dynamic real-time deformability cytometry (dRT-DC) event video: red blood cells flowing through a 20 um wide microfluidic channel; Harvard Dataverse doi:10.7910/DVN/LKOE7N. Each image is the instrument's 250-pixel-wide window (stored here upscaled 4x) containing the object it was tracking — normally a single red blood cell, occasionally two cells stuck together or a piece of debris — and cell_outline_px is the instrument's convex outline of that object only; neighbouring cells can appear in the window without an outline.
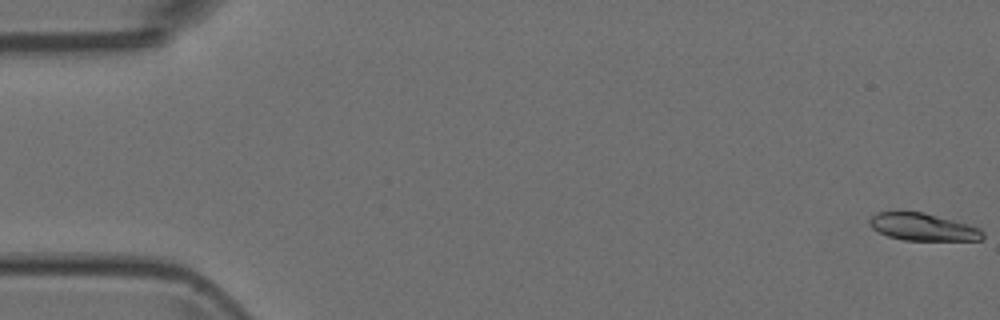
{"species": "Egyptian fruit bat (a non-hibernating species)", "species_latin": "Rousettus aegyptiacus", "temperature_condition": "room temperature", "stored_images_in_passage": 55, "camera_frame_rate_fps": 3000, "um_per_image_px": 0.085, "animal": {"sex": "female"}, "frame": {"image": 1, "passage_image": 1, "time_ms": 0.0, "image_size_px": [1000, 320], "cell_outline_px": [[984, 236], [980, 240], [904, 240], [888, 236], [872, 228], [868, 224], [868, 220], [876, 212], [900, 208], [924, 212], [968, 224], [980, 228], [984, 232]], "centroid_in_image_um": [78.37, 19.24], "position_along_channel_um": 6.6, "area_um2": 18.67}}
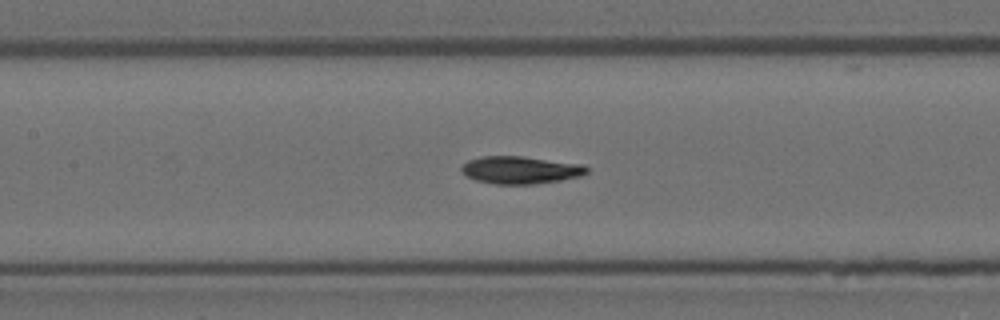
{"frame": {"image": 2, "passage_image": 25, "time_ms": 8.0, "image_size_px": [1000, 320], "cell_outline_px": [[588, 172], [580, 176], [560, 180], [536, 184], [492, 184], [476, 180], [468, 176], [460, 168], [468, 160], [484, 156], [520, 156], [580, 164], [588, 168]], "centroid_in_image_um": [44.23, 14.45], "position_along_channel_um": 163.2, "area_um2": 19.83}}
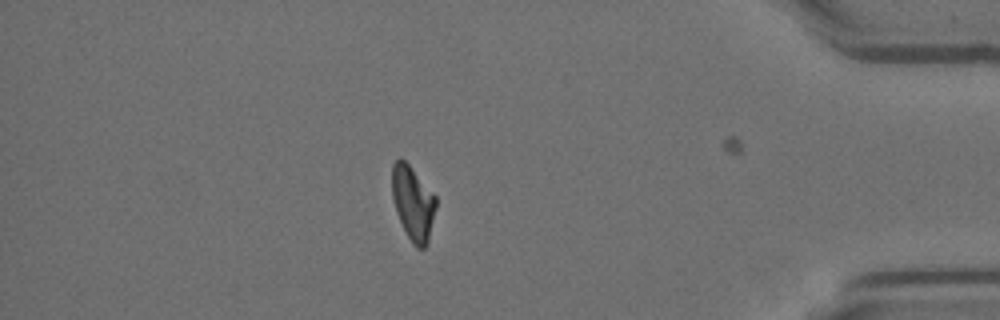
{"frame": {"image": 3, "passage_image": 47, "time_ms": 15.333, "image_size_px": [1000, 320], "cell_outline_px": [[436, 208], [428, 240], [424, 248], [416, 248], [412, 244], [396, 212], [392, 196], [392, 164], [400, 156], [408, 164], [436, 196]], "centroid_in_image_um": [35.09, 17.24], "position_along_channel_um": 400.1, "area_um2": 18.79}}